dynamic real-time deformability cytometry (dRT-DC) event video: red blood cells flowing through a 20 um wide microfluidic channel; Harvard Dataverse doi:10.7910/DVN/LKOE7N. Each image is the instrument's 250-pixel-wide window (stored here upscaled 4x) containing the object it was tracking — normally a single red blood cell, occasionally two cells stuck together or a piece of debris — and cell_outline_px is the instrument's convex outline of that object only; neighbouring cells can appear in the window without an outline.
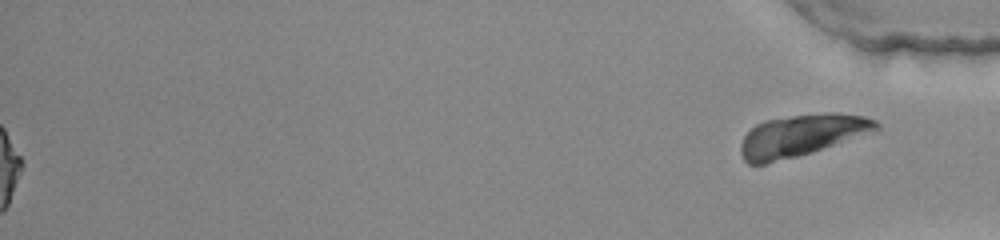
{"species": "common noctule bat (a hibernating species)", "species_latin": "Nyctalus noctula", "temperature_condition": "warm", "stored_images_in_passage": 38, "segment_of_instrument_passage": [2, 2], "camera_frame_rate_fps": 3000, "um_per_image_px": 0.085, "animal": {"sex": "female", "body_mass_g": 22.0, "forearm_length_mm": 56.7}, "frame": {"image": 1, "passage_image": 38, "time_ms": 12.333, "image_size_px": [1000, 240], "cell_outline_px": [[880, 128], [812, 152], [764, 164], [748, 164], [744, 160], [740, 152], [740, 144], [744, 136], [756, 124], [764, 120], [792, 116], [824, 112], [836, 112], [864, 116], [876, 120], [880, 124]], "centroid_in_image_um": [68.1, 11.49], "position_along_channel_um": 367.1, "area_um2": 32.6}}